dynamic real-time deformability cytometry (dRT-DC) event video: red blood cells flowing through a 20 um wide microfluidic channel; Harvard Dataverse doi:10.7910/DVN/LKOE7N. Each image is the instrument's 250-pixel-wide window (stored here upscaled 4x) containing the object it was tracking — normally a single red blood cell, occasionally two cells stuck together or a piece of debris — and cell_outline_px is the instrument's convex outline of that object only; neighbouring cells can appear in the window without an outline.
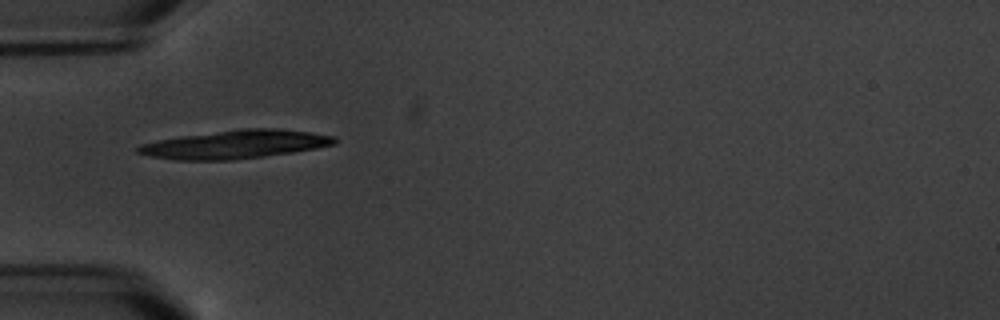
{"species": "common noctule bat (a hibernating species)", "species_latin": "Nyctalus noctula", "temperature_condition": "warm", "stored_images_in_passage": 11, "camera_frame_rate_fps": 3000, "um_per_image_px": 0.085, "animal": {"sex": "male", "body_mass_g": 20.1, "forearm_length_mm": 53.5}, "frame": {"image": 1, "passage_image": 1, "time_ms": 0.0, "image_size_px": [1000, 320], "cell_outline_px": [[340, 140], [336, 144], [316, 148], [292, 152], [264, 156], [232, 160], [172, 160], [152, 156], [136, 152], [136, 148], [140, 144], [156, 140], [180, 136], [236, 128], [280, 128], [336, 136]], "centroid_in_image_um": [20.0, 12.26], "position_along_channel_um": 65.0, "area_um2": 32.83}}